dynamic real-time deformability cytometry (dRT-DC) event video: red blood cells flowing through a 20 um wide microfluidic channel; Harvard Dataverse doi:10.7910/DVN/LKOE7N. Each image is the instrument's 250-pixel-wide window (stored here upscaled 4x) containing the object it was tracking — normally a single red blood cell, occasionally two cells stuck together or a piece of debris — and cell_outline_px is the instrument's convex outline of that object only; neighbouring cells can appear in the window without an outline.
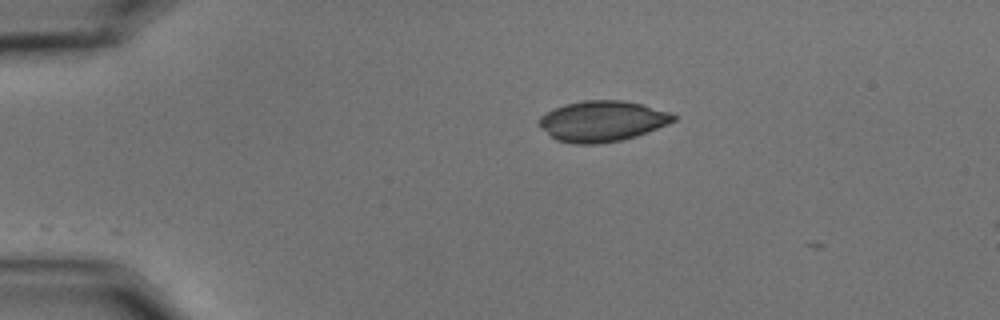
{"species": "common noctule bat (a hibernating species)", "species_latin": "Nyctalus noctula", "temperature_condition": "cold", "stored_images_in_passage": 6, "camera_frame_rate_fps": 3000, "um_per_image_px": 0.085, "animal": {"sex": "male", "body_mass_g": 15.6}, "frame": {"image": 1, "passage_image": 1, "time_ms": 0.0, "image_size_px": [1000, 320], "cell_outline_px": [[676, 120], [668, 124], [636, 136], [620, 140], [600, 144], [572, 144], [556, 140], [540, 128], [536, 124], [536, 120], [540, 116], [564, 104], [584, 100], [624, 100], [644, 104], [672, 112], [676, 116]], "centroid_in_image_um": [51.18, 10.29], "position_along_channel_um": 33.8, "area_um2": 32.25}}